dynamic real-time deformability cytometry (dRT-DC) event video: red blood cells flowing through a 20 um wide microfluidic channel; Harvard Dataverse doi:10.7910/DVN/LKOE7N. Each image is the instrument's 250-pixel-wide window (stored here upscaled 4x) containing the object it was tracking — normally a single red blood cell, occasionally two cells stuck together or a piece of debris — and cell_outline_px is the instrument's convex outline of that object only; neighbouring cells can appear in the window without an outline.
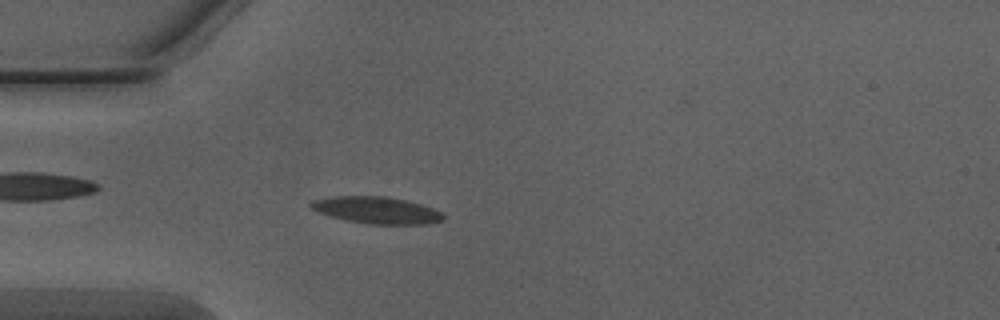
{"species": "Egyptian fruit bat (a non-hibernating species)", "species_latin": "Rousettus aegyptiacus", "temperature_condition": "warm", "stored_images_in_passage": 50, "camera_frame_rate_fps": 3000, "um_per_image_px": 0.085, "animal": {"sex": "male"}, "frame": {"image": 1, "passage_image": 14, "time_ms": 4.333, "image_size_px": [1000, 320], "cell_outline_px": [[444, 220], [428, 224], [368, 224], [348, 220], [332, 216], [320, 212], [312, 208], [308, 204], [312, 200], [332, 196], [384, 196], [404, 200], [420, 204], [432, 208], [440, 212], [444, 216]], "centroid_in_image_um": [32.02, 17.86], "position_along_channel_um": 53.0, "area_um2": 20.46}}
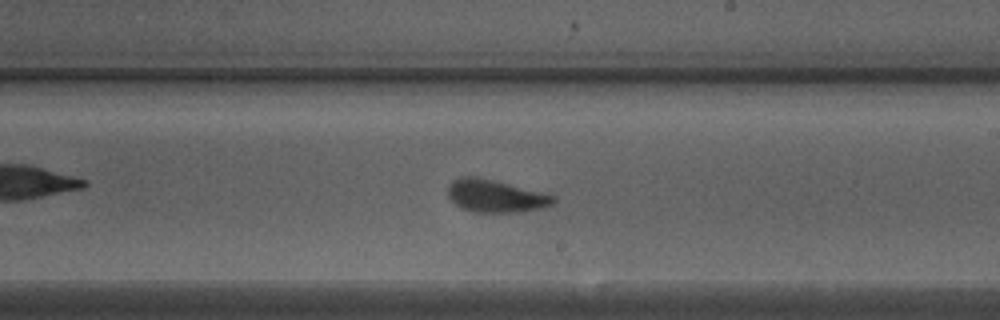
{"frame": {"image": 2, "passage_image": 29, "time_ms": 9.333, "image_size_px": [1000, 320], "cell_outline_px": [[556, 200], [552, 204], [544, 208], [512, 212], [476, 212], [460, 208], [448, 196], [448, 184], [452, 180], [464, 176], [476, 176], [556, 196]], "centroid_in_image_um": [42.09, 16.66], "position_along_channel_um": 246.9, "area_um2": 19.77}}
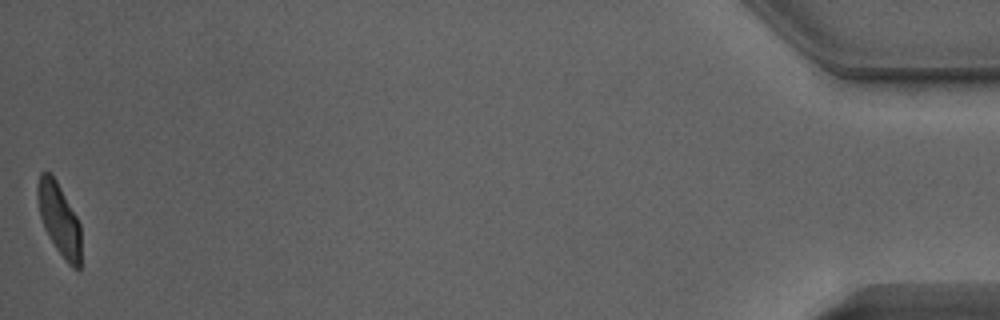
{"frame": {"image": 3, "passage_image": 50, "time_ms": 16.333, "image_size_px": [1000, 320], "cell_outline_px": [[80, 272], [72, 268], [64, 260], [48, 236], [44, 228], [40, 216], [36, 196], [36, 184], [40, 172], [48, 172], [56, 180], [76, 216], [80, 224]], "centroid_in_image_um": [5.01, 18.66], "position_along_channel_um": 430.2, "area_um2": 18.38}, "authors_computed_cell_mechanics": {"area_um2": 19.4208, "velocity_mm_per_s": 4.0484, "shape_relaxation_time_tau1_ms": 2.9801, "shape_relaxation_time_tau2_ms": 0.4298, "deformation_change_tau1": 0.1468, "deformation_change_tau2": 0.0695}}